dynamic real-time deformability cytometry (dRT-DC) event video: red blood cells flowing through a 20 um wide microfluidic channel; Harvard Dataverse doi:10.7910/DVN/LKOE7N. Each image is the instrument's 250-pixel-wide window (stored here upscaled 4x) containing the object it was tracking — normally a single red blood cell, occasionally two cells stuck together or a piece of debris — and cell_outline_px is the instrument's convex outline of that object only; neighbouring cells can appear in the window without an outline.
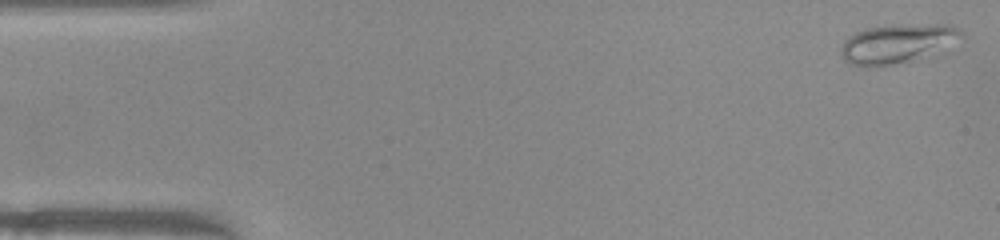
{"species": "common noctule bat (a hibernating species)", "species_latin": "Nyctalus noctula", "temperature_condition": "warm", "stored_images_in_passage": 50, "camera_frame_rate_fps": 3000, "um_per_image_px": 0.085, "animal": {"sex": "female", "body_mass_g": 22.0, "forearm_length_mm": 56.7}, "frame": {"image": 1, "passage_image": 1, "time_ms": 0.0, "image_size_px": [1000, 240], "cell_outline_px": [[964, 36], [932, 56], [908, 64], [868, 68], [848, 64], [844, 60], [840, 52], [840, 48], [844, 40], [848, 36], [864, 28], [936, 24], [948, 24], [960, 28], [964, 32]], "centroid_in_image_um": [76.28, 3.77], "position_along_channel_um": 8.7, "area_um2": 28.26}}
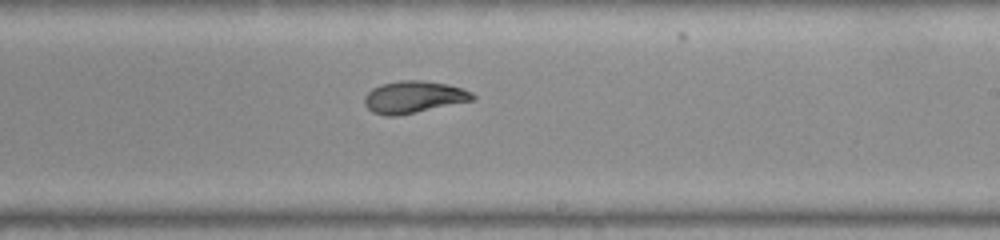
{"frame": {"image": 2, "passage_image": 29, "time_ms": 9.333, "image_size_px": [1000, 240], "cell_outline_px": [[476, 100], [396, 116], [384, 116], [372, 112], [364, 104], [364, 96], [372, 88], [380, 84], [400, 80], [424, 80], [444, 84], [460, 88], [472, 92], [476, 96]], "centroid_in_image_um": [35.15, 8.25], "position_along_channel_um": 253.9, "area_um2": 20.29}}
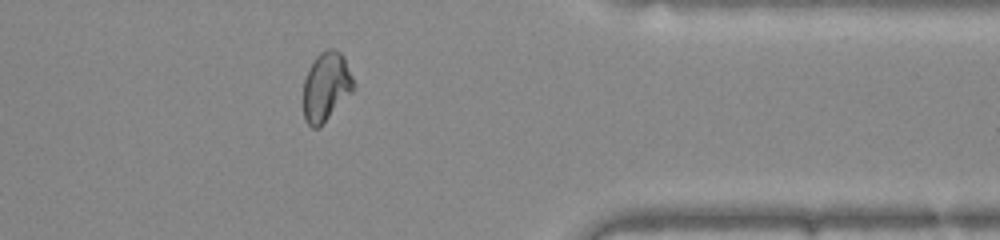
{"frame": {"image": 3, "passage_image": 40, "time_ms": 13.0, "image_size_px": [1000, 240], "cell_outline_px": [[356, 88], [320, 128], [312, 128], [304, 120], [304, 80], [316, 56], [320, 52], [328, 48], [332, 48], [340, 52], [344, 56], [352, 76]], "centroid_in_image_um": [27.74, 7.39], "position_along_channel_um": 383.7, "area_um2": 20.29}, "authors_computed_cell_mechanics": {"area_um2": 20.808, "velocity_mm_per_s": 3.9915, "shape_relaxation_time_tau1_ms": null, "shape_relaxation_time_tau2_ms": 1.5891, "deformation_change_tau1": null, "deformation_change_tau2": 0.0535}}